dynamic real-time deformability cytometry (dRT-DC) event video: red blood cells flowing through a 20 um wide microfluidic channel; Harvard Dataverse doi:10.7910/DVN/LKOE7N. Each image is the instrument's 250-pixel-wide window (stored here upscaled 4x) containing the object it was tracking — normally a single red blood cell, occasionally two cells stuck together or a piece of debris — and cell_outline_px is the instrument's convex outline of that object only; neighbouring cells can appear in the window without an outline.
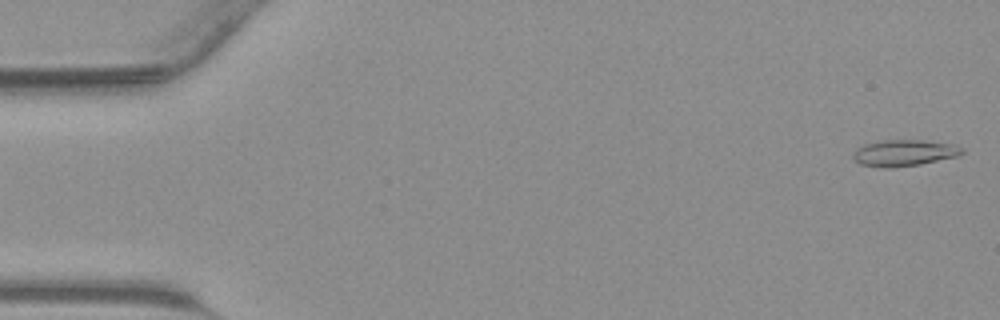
{"species": "common noctule bat (a hibernating species)", "species_latin": "Nyctalus noctula", "temperature_condition": "warm", "stored_images_in_passage": 13, "camera_frame_rate_fps": 3000, "um_per_image_px": 0.085, "animal": {"sex": "male", "body_mass_g": 23.1, "forearm_length_mm": 52.7}, "frame": {"image": 1, "passage_image": 1, "time_ms": 0.0, "image_size_px": [1000, 320], "cell_outline_px": [[964, 152], [960, 156], [920, 164], [892, 168], [884, 168], [860, 164], [852, 156], [852, 152], [856, 148], [864, 144], [880, 140], [920, 140], [956, 144], [964, 148]], "centroid_in_image_um": [76.87, 12.99], "position_along_channel_um": 8.1, "area_um2": 16.99}}
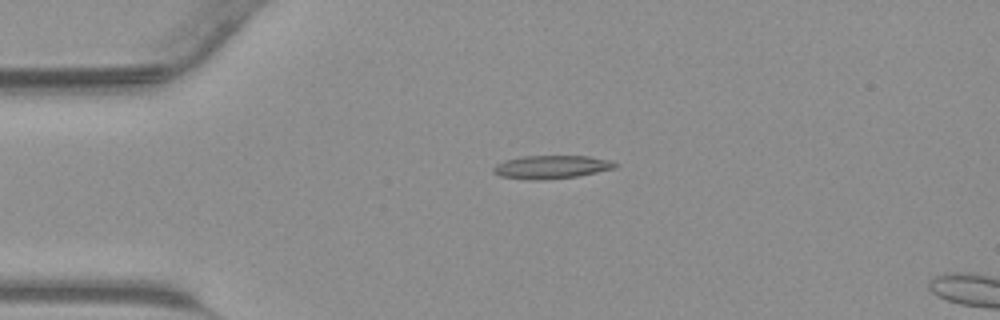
{"frame": {"image": 2, "passage_image": 10, "time_ms": 3.0, "image_size_px": [1000, 320], "cell_outline_px": [[620, 164], [616, 168], [576, 176], [536, 180], [532, 180], [500, 176], [492, 172], [492, 168], [496, 164], [504, 160], [520, 156], [588, 156], [612, 160]], "centroid_in_image_um": [46.87, 14.18], "position_along_channel_um": 38.1, "area_um2": 16.53}}